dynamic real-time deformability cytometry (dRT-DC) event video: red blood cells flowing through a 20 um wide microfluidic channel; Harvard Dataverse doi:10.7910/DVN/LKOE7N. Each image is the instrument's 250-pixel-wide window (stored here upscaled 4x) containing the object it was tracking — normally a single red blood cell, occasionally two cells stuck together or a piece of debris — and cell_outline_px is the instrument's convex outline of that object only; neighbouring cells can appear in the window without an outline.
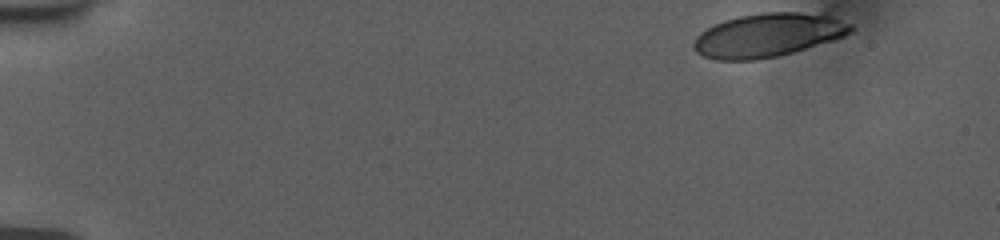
{"species": "human", "species_latin": "Homo sapiens", "temperature_condition": "room temperature", "stored_images_in_passage": 18, "camera_frame_rate_fps": 3000, "um_per_image_px": 0.085, "donor": {"sex": "female"}, "frame": {"image": 1, "passage_image": 1, "time_ms": 0.0, "image_size_px": [1000, 240], "cell_outline_px": [[852, 32], [844, 36], [832, 40], [792, 52], [776, 56], [756, 60], [716, 60], [704, 56], [696, 52], [692, 44], [696, 36], [700, 32], [724, 20], [740, 16], [764, 12], [828, 12], [852, 24]], "centroid_in_image_um": [65.33, 2.96], "position_along_channel_um": 19.7, "area_um2": 40.23}}
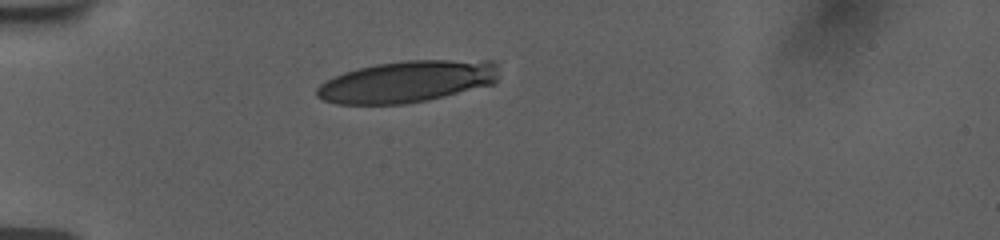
{"frame": {"image": 2, "passage_image": 12, "time_ms": 3.667, "image_size_px": [1000, 240], "cell_outline_px": [[496, 80], [492, 84], [428, 100], [404, 104], [336, 104], [324, 100], [316, 96], [316, 88], [320, 84], [344, 72], [376, 64], [404, 60], [492, 60], [496, 64]], "centroid_in_image_um": [34.58, 6.93], "position_along_channel_um": 50.4, "area_um2": 43.99}}